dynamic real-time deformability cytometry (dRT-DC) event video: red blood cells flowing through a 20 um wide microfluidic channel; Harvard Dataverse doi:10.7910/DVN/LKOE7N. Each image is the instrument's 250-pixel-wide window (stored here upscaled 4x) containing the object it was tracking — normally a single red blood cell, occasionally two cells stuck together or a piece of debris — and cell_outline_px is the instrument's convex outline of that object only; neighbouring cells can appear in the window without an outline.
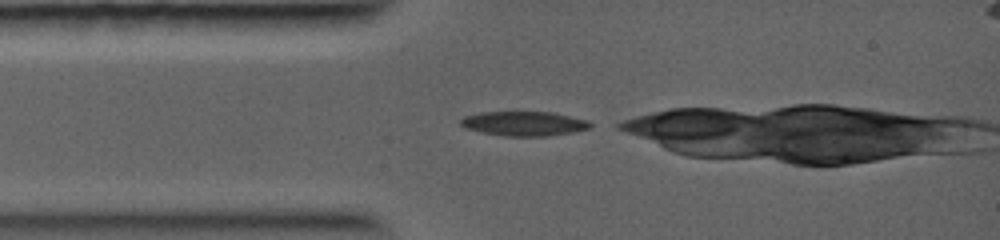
{"species": "common noctule bat (a hibernating species)", "species_latin": "Nyctalus noctula", "temperature_condition": "warm", "stored_images_in_passage": 5, "camera_frame_rate_fps": 5000, "um_per_image_px": 0.085, "animal": {"sex": "female", "body_mass_g": 19.0, "forearm_length_mm": 56.7}, "frame": {"image": 1, "passage_image": 1, "time_ms": 0.0, "image_size_px": [1000, 240], "cell_outline_px": [[592, 128], [572, 132], [548, 136], [504, 136], [480, 132], [464, 128], [460, 124], [460, 120], [464, 116], [480, 112], [552, 112], [588, 120], [592, 124]], "centroid_in_image_um": [44.53, 10.51], "position_along_channel_um": 40.5, "area_um2": 18.61}}